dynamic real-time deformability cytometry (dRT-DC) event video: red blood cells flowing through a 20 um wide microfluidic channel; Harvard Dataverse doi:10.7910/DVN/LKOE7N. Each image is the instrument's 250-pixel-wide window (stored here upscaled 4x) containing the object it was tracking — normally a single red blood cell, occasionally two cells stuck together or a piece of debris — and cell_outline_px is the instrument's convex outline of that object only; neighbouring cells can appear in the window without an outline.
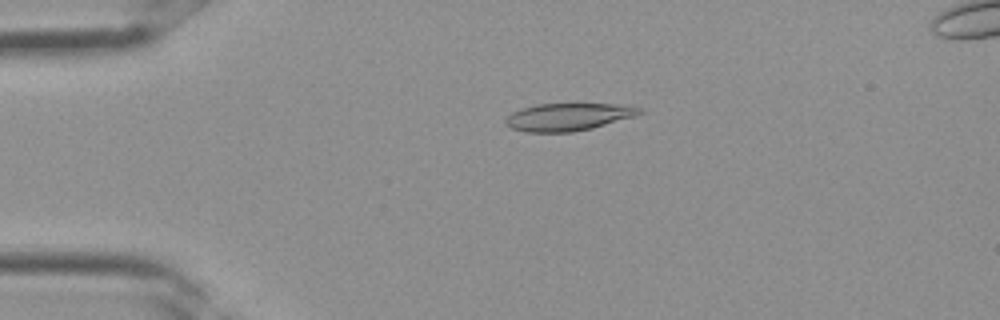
{"species": "Egyptian fruit bat (a non-hibernating species)", "species_latin": "Rousettus aegyptiacus", "temperature_condition": "room temperature", "stored_images_in_passage": 4, "camera_frame_rate_fps": 3000, "um_per_image_px": 0.085, "frame": {"image": 1, "passage_image": 3, "time_ms": 0.667, "image_size_px": [1000, 320], "cell_outline_px": [[644, 112], [636, 116], [592, 128], [572, 132], [524, 132], [512, 128], [504, 124], [504, 120], [512, 112], [520, 108], [536, 104], [632, 104], [644, 108]], "centroid_in_image_um": [48.35, 9.92], "position_along_channel_um": 36.7, "area_um2": 21.85}}